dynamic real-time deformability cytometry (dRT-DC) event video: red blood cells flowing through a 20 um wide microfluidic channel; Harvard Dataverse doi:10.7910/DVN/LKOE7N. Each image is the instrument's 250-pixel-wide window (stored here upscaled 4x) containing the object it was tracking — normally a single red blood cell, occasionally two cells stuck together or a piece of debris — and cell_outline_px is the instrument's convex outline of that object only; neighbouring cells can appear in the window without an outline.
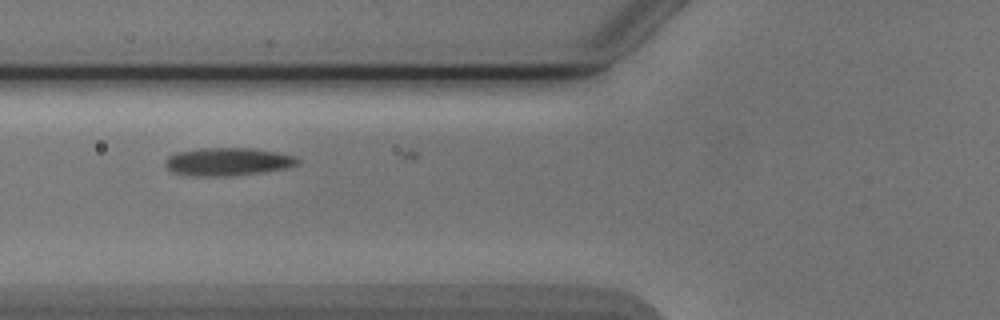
{"species": "Egyptian fruit bat (a non-hibernating species)", "species_latin": "Rousettus aegyptiacus", "temperature_condition": "cold", "stored_images_in_passage": 7, "camera_frame_rate_fps": 3000, "um_per_image_px": 0.085, "animal": {"sex": "male"}, "frame": {"image": 1, "passage_image": 6, "time_ms": 7.0, "image_size_px": [1000, 320], "cell_outline_px": [[300, 160], [296, 164], [288, 168], [264, 172], [232, 176], [192, 176], [172, 172], [164, 164], [168, 156], [176, 152], [200, 148], [252, 148], [276, 152], [296, 156]], "centroid_in_image_um": [19.36, 13.75], "position_along_channel_um": 106.4, "area_um2": 21.73}}